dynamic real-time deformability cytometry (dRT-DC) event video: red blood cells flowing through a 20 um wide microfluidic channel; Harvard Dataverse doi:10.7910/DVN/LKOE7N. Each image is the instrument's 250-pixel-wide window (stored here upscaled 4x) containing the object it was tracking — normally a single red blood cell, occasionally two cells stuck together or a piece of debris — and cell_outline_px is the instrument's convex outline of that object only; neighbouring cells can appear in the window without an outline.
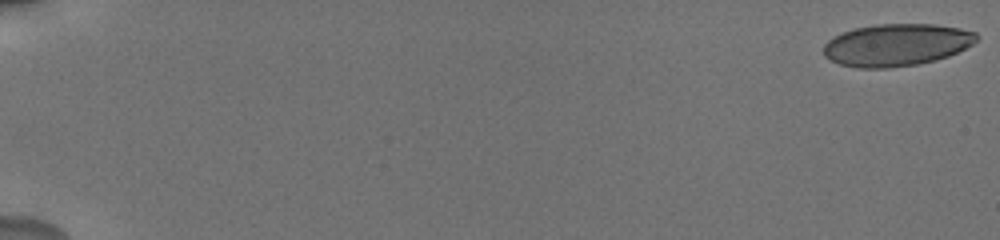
{"species": "human", "species_latin": "Homo sapiens", "temperature_condition": "cold", "stored_images_in_passage": 12, "camera_frame_rate_fps": 3000, "um_per_image_px": 0.085, "donor": {"sex": "male"}, "frame": {"image": 1, "passage_image": 1, "time_ms": 0.0, "image_size_px": [1000, 240], "cell_outline_px": [[980, 36], [972, 44], [948, 56], [936, 60], [916, 64], [888, 68], [856, 68], [840, 64], [824, 56], [824, 44], [832, 36], [856, 28], [876, 24], [936, 24], [960, 28], [976, 32]], "centroid_in_image_um": [76.2, 3.81], "position_along_channel_um": 8.8, "area_um2": 37.63}}
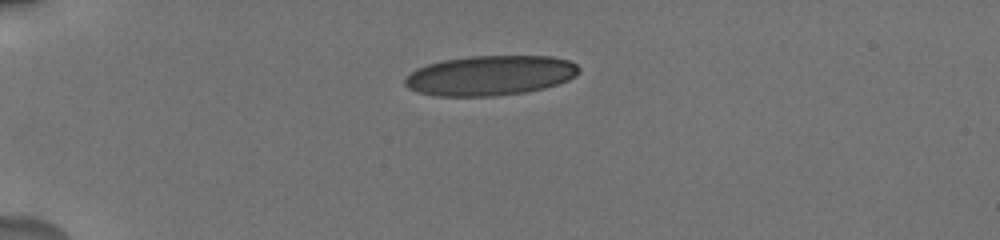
{"frame": {"image": 2, "passage_image": 9, "time_ms": 5.0, "image_size_px": [1000, 240], "cell_outline_px": [[580, 72], [576, 76], [568, 80], [544, 88], [524, 92], [492, 96], [436, 96], [420, 92], [408, 88], [404, 84], [404, 80], [416, 68], [428, 64], [444, 60], [472, 56], [552, 56], [568, 60], [576, 64], [580, 68]], "centroid_in_image_um": [41.69, 6.41], "position_along_channel_um": 43.3, "area_um2": 40.34}}
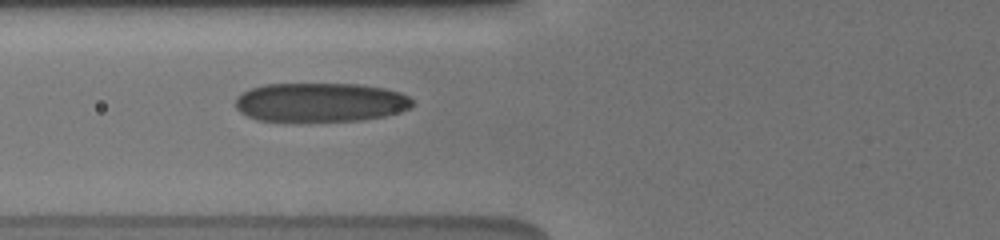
{"frame": {"image": 3, "passage_image": 12, "time_ms": 7.667, "image_size_px": [1000, 240], "cell_outline_px": [[412, 108], [400, 112], [384, 116], [360, 120], [256, 120], [240, 112], [236, 108], [236, 96], [252, 88], [264, 84], [360, 84], [384, 88], [400, 92], [408, 96], [412, 100]], "centroid_in_image_um": [27.25, 8.68], "position_along_channel_um": 98.5, "area_um2": 40.0}}